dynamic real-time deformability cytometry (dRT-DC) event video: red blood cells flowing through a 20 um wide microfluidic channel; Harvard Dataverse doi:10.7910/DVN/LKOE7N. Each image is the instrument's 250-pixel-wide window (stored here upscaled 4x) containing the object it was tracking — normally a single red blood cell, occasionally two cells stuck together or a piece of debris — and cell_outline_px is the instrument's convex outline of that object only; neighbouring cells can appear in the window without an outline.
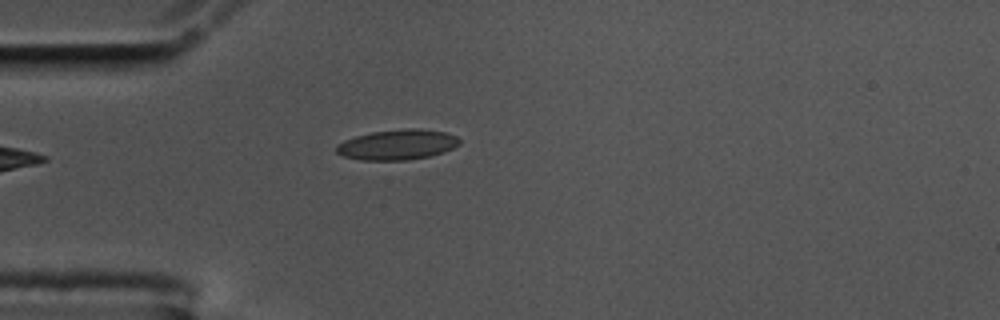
{"species": "common noctule bat (a hibernating species)", "species_latin": "Nyctalus noctula", "temperature_condition": "cold", "stored_images_in_passage": 23, "camera_frame_rate_fps": 3000, "um_per_image_px": 0.085, "animal": {"sex": "male", "body_mass_g": 17.5, "forearm_length_mm": 52.3}, "frame": {"image": 1, "passage_image": 1, "time_ms": 0.0, "image_size_px": [1000, 320], "cell_outline_px": [[460, 144], [444, 152], [428, 156], [404, 160], [360, 160], [344, 156], [336, 152], [336, 144], [344, 140], [356, 136], [372, 132], [408, 128], [420, 128], [444, 132], [456, 136], [460, 140]], "centroid_in_image_um": [33.76, 12.29], "position_along_channel_um": 51.2, "area_um2": 21.62}}
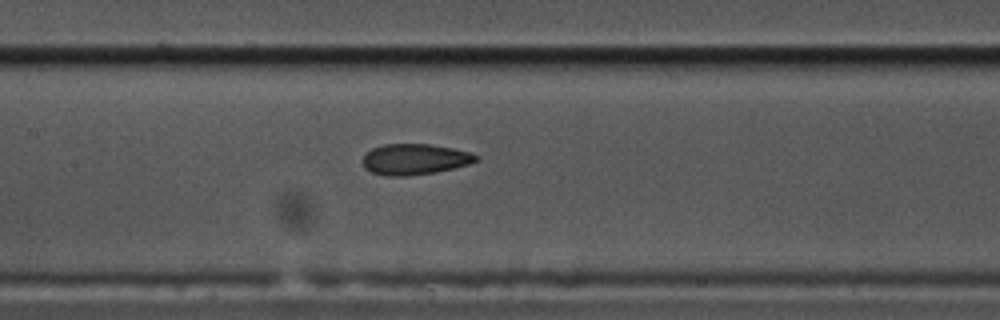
{"frame": {"image": 2, "passage_image": 12, "time_ms": 3.667, "image_size_px": [1000, 320], "cell_outline_px": [[480, 156], [476, 160], [468, 164], [436, 172], [404, 176], [384, 176], [372, 172], [364, 168], [364, 156], [372, 148], [384, 144], [428, 144], [452, 148], [472, 152]], "centroid_in_image_um": [35.26, 13.53], "position_along_channel_um": 172.1, "area_um2": 20.23}}
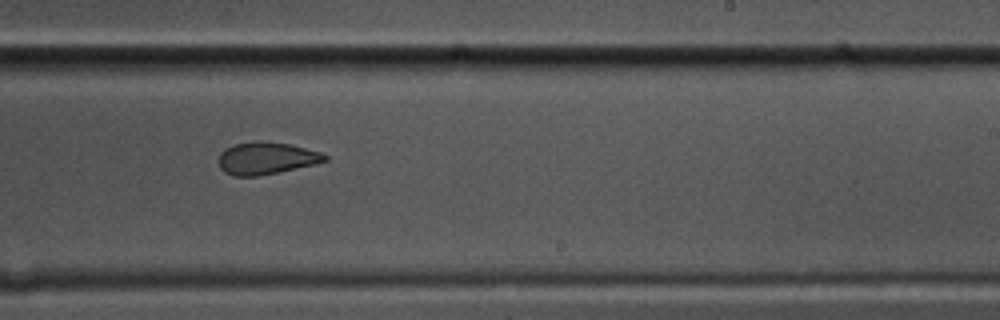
{"frame": {"image": 3, "passage_image": 20, "time_ms": 6.333, "image_size_px": [1000, 320], "cell_outline_px": [[328, 160], [312, 164], [276, 172], [256, 176], [236, 176], [224, 172], [220, 168], [220, 152], [224, 148], [232, 144], [256, 140], [264, 140], [288, 144], [320, 152], [328, 156]], "centroid_in_image_um": [22.58, 13.42], "position_along_channel_um": 266.4, "area_um2": 19.77}}